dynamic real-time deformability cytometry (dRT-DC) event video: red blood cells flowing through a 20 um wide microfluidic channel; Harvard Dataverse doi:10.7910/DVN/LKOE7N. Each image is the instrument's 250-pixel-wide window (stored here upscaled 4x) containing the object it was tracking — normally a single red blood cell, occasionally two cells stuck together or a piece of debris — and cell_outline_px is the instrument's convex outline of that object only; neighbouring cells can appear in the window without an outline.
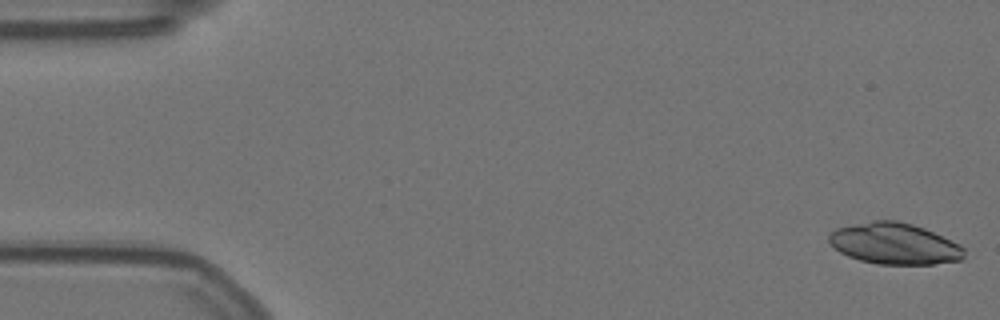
{"species": "Egyptian fruit bat (a non-hibernating species)", "species_latin": "Rousettus aegyptiacus", "temperature_condition": "warm", "stored_images_in_passage": 56, "camera_frame_rate_fps": 3000, "um_per_image_px": 0.085, "animal": {"sex": "female"}, "frame": {"image": 1, "passage_image": 1, "time_ms": 0.0, "image_size_px": [1000, 320], "cell_outline_px": [[964, 260], [932, 264], [876, 264], [860, 260], [848, 256], [840, 252], [828, 240], [828, 236], [836, 228], [876, 220], [896, 220], [912, 224], [924, 228], [960, 244], [964, 248]], "centroid_in_image_um": [76.06, 20.72], "position_along_channel_um": 8.9, "area_um2": 32.37}}